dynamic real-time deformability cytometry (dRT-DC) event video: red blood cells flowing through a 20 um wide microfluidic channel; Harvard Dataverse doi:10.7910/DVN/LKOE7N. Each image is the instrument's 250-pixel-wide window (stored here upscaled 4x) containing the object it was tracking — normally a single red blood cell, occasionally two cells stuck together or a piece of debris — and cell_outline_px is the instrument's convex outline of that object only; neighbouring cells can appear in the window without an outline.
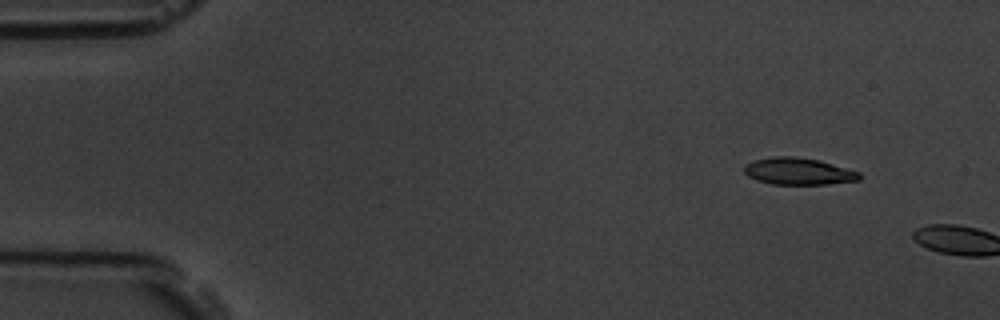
{"species": "common noctule bat (a hibernating species)", "species_latin": "Nyctalus noctula", "temperature_condition": "room temperature", "stored_images_in_passage": 2, "camera_frame_rate_fps": 3000, "um_per_image_px": 0.085, "animal": {"sex": "male", "body_mass_g": 19.5, "forearm_length_mm": 54.6}, "frame": {"image": 1, "passage_image": 1, "time_ms": 0.0, "image_size_px": [1000, 320], "cell_outline_px": [[860, 180], [828, 184], [772, 184], [756, 180], [748, 176], [744, 172], [744, 164], [752, 160], [772, 156], [796, 156], [820, 160], [860, 172]], "centroid_in_image_um": [67.83, 14.55], "position_along_channel_um": 17.2, "area_um2": 18.26}}